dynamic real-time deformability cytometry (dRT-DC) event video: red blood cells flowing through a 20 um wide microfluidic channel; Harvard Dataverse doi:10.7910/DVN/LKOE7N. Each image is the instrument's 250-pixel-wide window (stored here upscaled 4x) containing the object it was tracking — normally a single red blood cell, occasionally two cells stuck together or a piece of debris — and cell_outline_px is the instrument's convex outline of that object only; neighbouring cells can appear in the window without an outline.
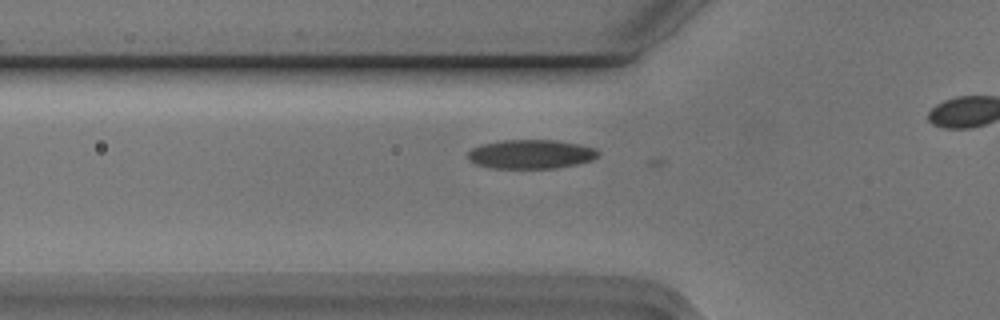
{"species": "Egyptian fruit bat (a non-hibernating species)", "species_latin": "Rousettus aegyptiacus", "temperature_condition": "cold", "stored_images_in_passage": 15, "camera_frame_rate_fps": 3000, "um_per_image_px": 0.085, "animal": {"sex": "male"}, "frame": {"image": 1, "passage_image": 6, "time_ms": 1.667, "image_size_px": [1000, 320], "cell_outline_px": [[600, 152], [592, 160], [576, 164], [552, 168], [492, 168], [476, 164], [468, 160], [468, 152], [472, 148], [480, 144], [500, 140], [556, 140], [580, 144], [596, 148]], "centroid_in_image_um": [45.11, 13.09], "position_along_channel_um": 80.7, "area_um2": 22.14}}
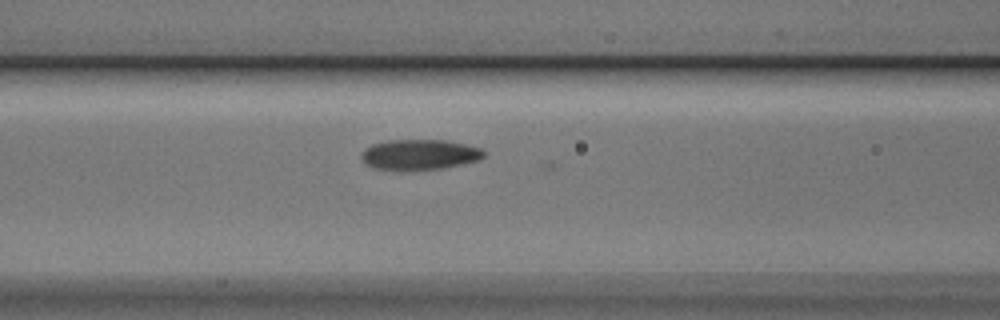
{"frame": {"image": 2, "passage_image": 10, "time_ms": 3.0, "image_size_px": [1000, 320], "cell_outline_px": [[484, 156], [476, 160], [460, 164], [440, 168], [400, 172], [372, 168], [364, 164], [360, 156], [360, 152], [364, 148], [372, 144], [388, 140], [448, 140], [480, 148], [484, 152]], "centroid_in_image_um": [35.53, 13.16], "position_along_channel_um": 131.1, "area_um2": 22.08}}
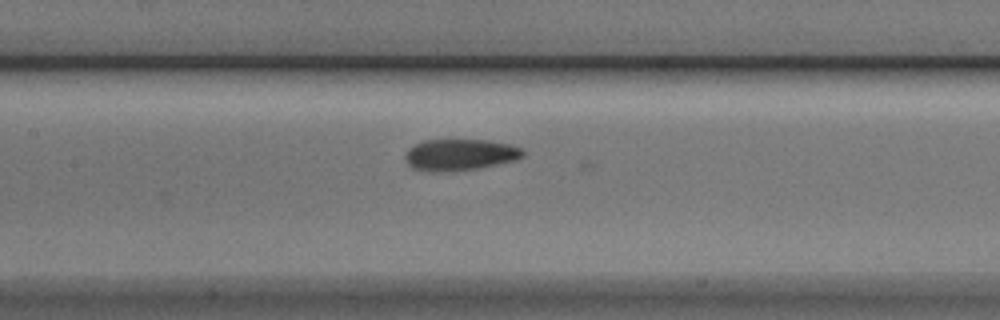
{"frame": {"image": 3, "passage_image": 13, "time_ms": 4.0, "image_size_px": [1000, 320], "cell_outline_px": [[524, 156], [516, 160], [476, 168], [436, 172], [428, 172], [412, 168], [404, 160], [404, 156], [408, 148], [424, 140], [484, 140], [508, 144], [520, 148], [524, 152]], "centroid_in_image_um": [39.04, 13.15], "position_along_channel_um": 168.4, "area_um2": 21.39}}